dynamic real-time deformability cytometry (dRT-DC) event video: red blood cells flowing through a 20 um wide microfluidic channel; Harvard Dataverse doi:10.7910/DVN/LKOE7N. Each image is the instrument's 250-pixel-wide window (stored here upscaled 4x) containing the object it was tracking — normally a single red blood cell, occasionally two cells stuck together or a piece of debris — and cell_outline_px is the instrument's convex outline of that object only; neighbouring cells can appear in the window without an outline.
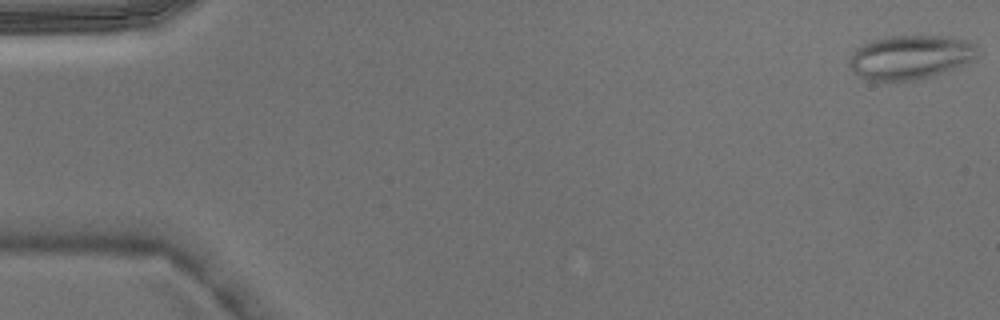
{"species": "Egyptian fruit bat (a non-hibernating species)", "species_latin": "Rousettus aegyptiacus", "temperature_condition": "warm", "stored_images_in_passage": 4, "camera_frame_rate_fps": 3000, "um_per_image_px": 0.085, "animal": {"sex": "male"}, "frame": {"image": 1, "passage_image": 4, "time_ms": 1.0, "image_size_px": [1000, 320], "cell_outline_px": [[976, 56], [968, 64], [960, 68], [904, 84], [884, 84], [868, 80], [860, 76], [848, 64], [848, 60], [852, 52], [856, 48], [872, 40], [888, 36], [944, 36], [968, 40], [976, 44]], "centroid_in_image_um": [77.37, 4.92], "position_along_channel_um": 7.6, "area_um2": 34.1}}